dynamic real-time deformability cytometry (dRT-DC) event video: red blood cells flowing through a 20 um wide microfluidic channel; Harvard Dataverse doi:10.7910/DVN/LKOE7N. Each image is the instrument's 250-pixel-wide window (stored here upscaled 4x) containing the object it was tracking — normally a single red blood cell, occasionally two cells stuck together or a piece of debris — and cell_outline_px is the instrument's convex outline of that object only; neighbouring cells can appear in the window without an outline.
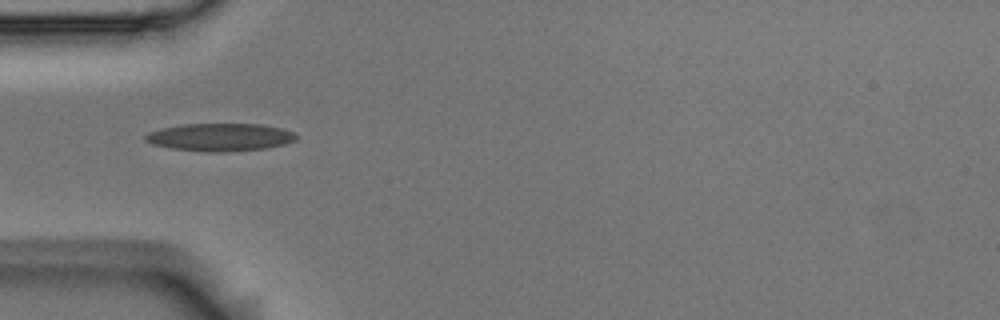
{"species": "Egyptian fruit bat (a non-hibernating species)", "species_latin": "Rousettus aegyptiacus", "temperature_condition": "room temperature", "stored_images_in_passage": 3, "camera_frame_rate_fps": 3000, "um_per_image_px": 0.085, "animal": {"sex": "male"}, "frame": {"image": 1, "passage_image": 1, "time_ms": 0.0, "image_size_px": [1000, 320], "cell_outline_px": [[296, 140], [284, 144], [268, 148], [220, 152], [212, 152], [172, 148], [152, 144], [144, 140], [144, 136], [148, 132], [160, 128], [180, 124], [260, 124], [280, 128], [292, 132], [296, 136]], "centroid_in_image_um": [18.67, 11.65], "position_along_channel_um": 66.3, "area_um2": 24.28}}
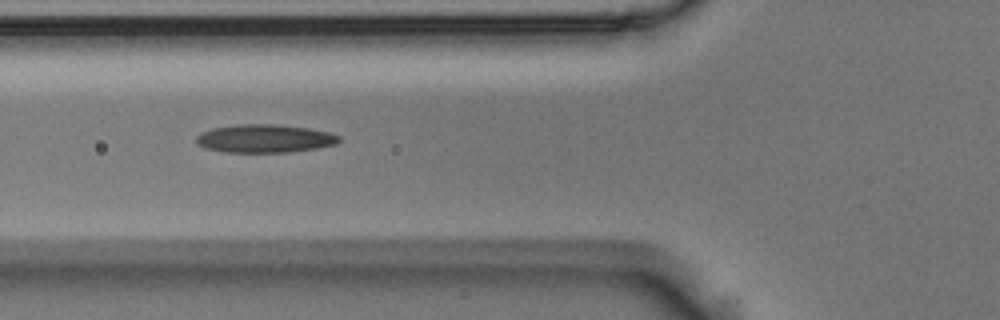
{"frame": {"image": 2, "passage_image": 2, "time_ms": 0.333, "image_size_px": [1000, 320], "cell_outline_px": [[340, 140], [336, 144], [316, 148], [288, 152], [224, 152], [208, 148], [200, 144], [196, 140], [196, 136], [200, 132], [212, 128], [240, 124], [272, 124], [308, 128], [328, 132], [340, 136]], "centroid_in_image_um": [22.5, 11.77], "position_along_channel_um": 103.3, "area_um2": 23.24}}
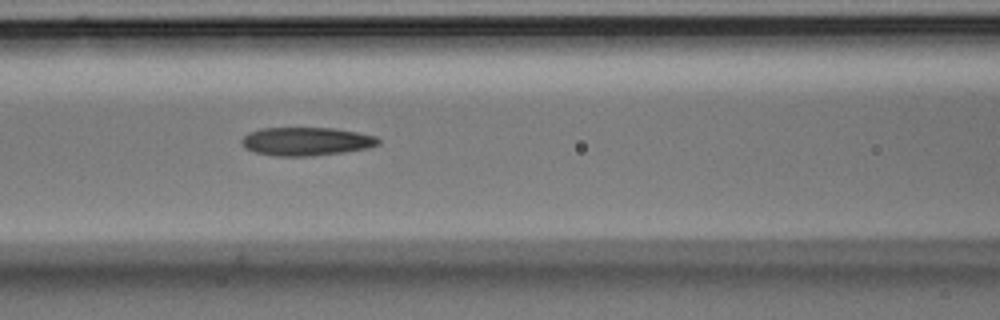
{"frame": {"image": 3, "passage_image": 3, "time_ms": 0.667, "image_size_px": [1000, 320], "cell_outline_px": [[380, 144], [368, 148], [344, 152], [308, 156], [276, 156], [256, 152], [244, 148], [240, 140], [248, 132], [260, 128], [332, 128], [356, 132], [376, 136], [380, 140]], "centroid_in_image_um": [26.01, 12.02], "position_along_channel_um": 140.6, "area_um2": 22.6}}